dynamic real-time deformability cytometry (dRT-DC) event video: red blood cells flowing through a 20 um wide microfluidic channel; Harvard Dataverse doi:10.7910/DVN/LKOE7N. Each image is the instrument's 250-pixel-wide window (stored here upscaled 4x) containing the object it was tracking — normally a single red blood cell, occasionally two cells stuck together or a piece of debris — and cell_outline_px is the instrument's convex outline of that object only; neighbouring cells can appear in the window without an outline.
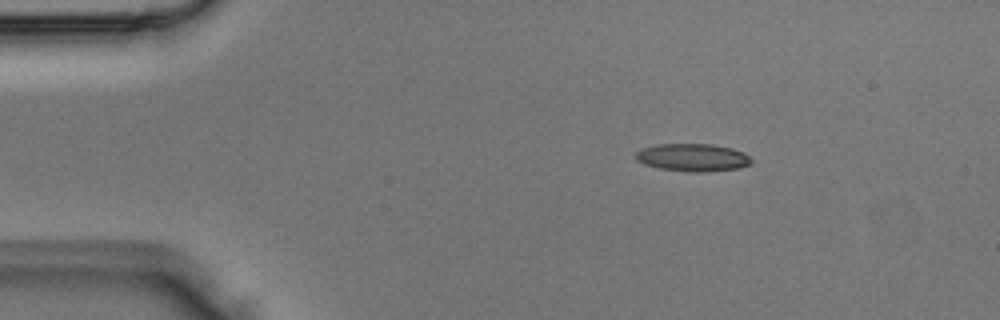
{"species": "Egyptian fruit bat (a non-hibernating species)", "species_latin": "Rousettus aegyptiacus", "temperature_condition": "room temperature", "stored_images_in_passage": 3, "camera_frame_rate_fps": 3000, "um_per_image_px": 0.085, "animal": {"sex": "male"}, "frame": {"image": 1, "passage_image": 2, "time_ms": 0.333, "image_size_px": [1000, 320], "cell_outline_px": [[752, 164], [740, 168], [708, 172], [688, 172], [660, 168], [644, 164], [636, 160], [636, 152], [640, 148], [656, 144], [712, 144], [732, 148], [744, 152], [752, 160]], "centroid_in_image_um": [58.89, 13.39], "position_along_channel_um": 26.1, "area_um2": 18.9}}